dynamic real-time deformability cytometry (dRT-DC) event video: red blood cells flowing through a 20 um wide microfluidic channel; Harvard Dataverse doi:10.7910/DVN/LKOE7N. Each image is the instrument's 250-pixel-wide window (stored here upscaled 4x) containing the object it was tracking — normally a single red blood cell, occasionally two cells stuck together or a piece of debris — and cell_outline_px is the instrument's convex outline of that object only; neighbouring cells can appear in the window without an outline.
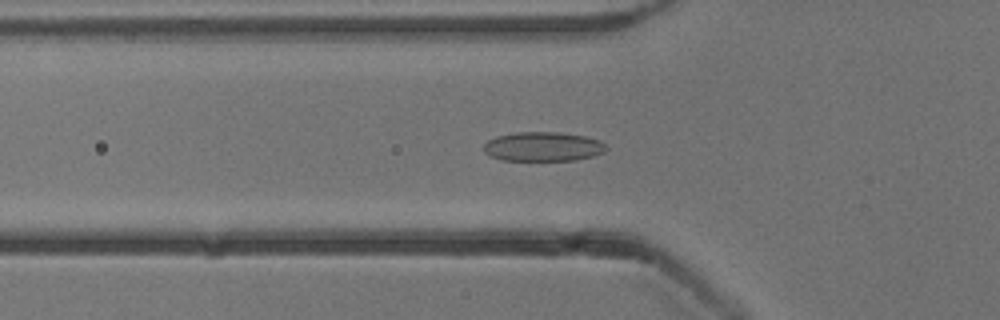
{"species": "common noctule bat (a hibernating species)", "species_latin": "Nyctalus noctula", "temperature_condition": "cold", "stored_images_in_passage": 53, "camera_frame_rate_fps": 3000, "um_per_image_px": 0.085, "animal": {"sex": "male", "body_mass_g": 13.3}, "frame": {"image": 1, "passage_image": 18, "time_ms": 5.667, "image_size_px": [1000, 320], "cell_outline_px": [[608, 148], [604, 152], [592, 156], [576, 160], [504, 160], [492, 156], [484, 152], [484, 144], [488, 140], [496, 136], [516, 132], [556, 132], [584, 136], [600, 140]], "centroid_in_image_um": [46.16, 12.45], "position_along_channel_um": 79.6, "area_um2": 20.81}}
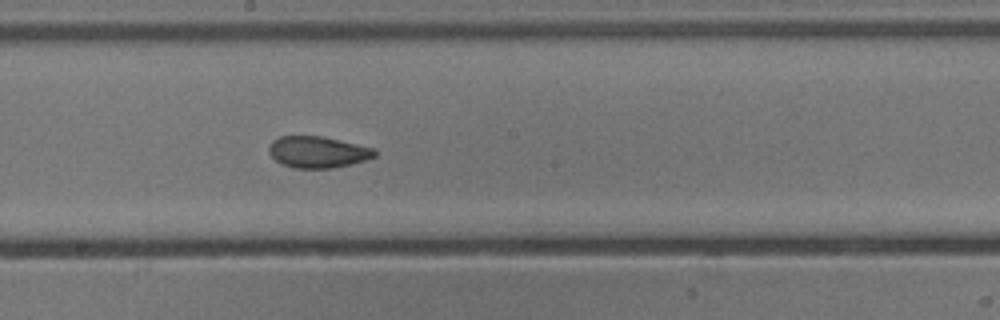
{"frame": {"image": 2, "passage_image": 29, "time_ms": 9.333, "image_size_px": [1000, 320], "cell_outline_px": [[376, 156], [352, 164], [332, 168], [292, 168], [276, 160], [268, 152], [268, 148], [272, 140], [280, 136], [320, 136], [376, 148]], "centroid_in_image_um": [27.01, 12.92], "position_along_channel_um": 221.2, "area_um2": 19.36}}
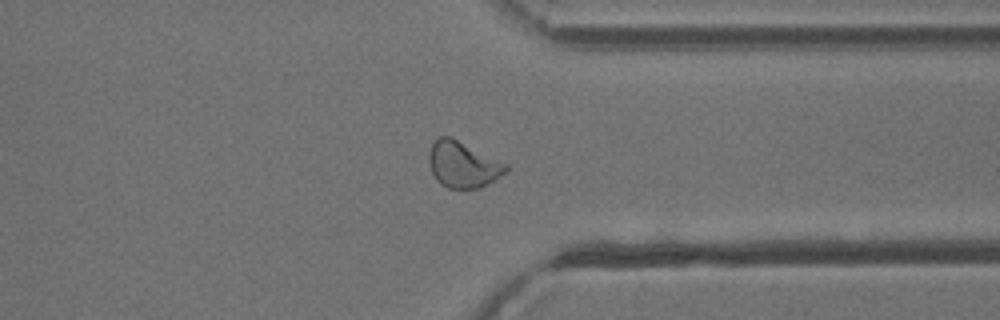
{"frame": {"image": 3, "passage_image": 41, "time_ms": 13.333, "image_size_px": [1000, 320], "cell_outline_px": [[508, 172], [488, 184], [480, 188], [448, 188], [440, 184], [436, 180], [432, 172], [428, 160], [428, 152], [432, 144], [440, 136], [448, 136], [508, 164]], "centroid_in_image_um": [39.35, 14.01], "position_along_channel_um": 372.1, "area_um2": 20.58}, "authors_computed_cell_mechanics": {"area_um2": 21.097, "velocity_mm_per_s": 3.8221, "shape_relaxation_time_tau1_ms": 7.4188, "shape_relaxation_time_tau2_ms": 1.963, "deformation_change_tau1": 0.1429, "deformation_change_tau2": 0.0679}}